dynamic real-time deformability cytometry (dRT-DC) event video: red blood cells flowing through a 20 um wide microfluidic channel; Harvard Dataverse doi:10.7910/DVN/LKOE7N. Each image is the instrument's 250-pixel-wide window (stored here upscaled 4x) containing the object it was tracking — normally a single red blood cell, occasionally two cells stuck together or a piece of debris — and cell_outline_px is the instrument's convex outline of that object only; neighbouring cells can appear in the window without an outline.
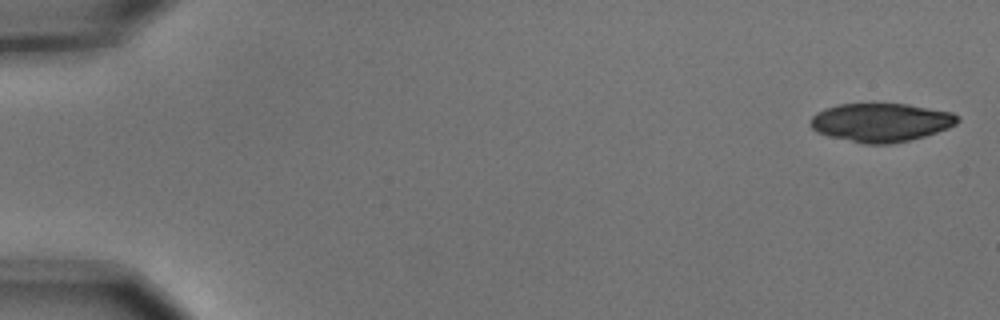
{"species": "common noctule bat (a hibernating species)", "species_latin": "Nyctalus noctula", "temperature_condition": "cold", "stored_images_in_passage": 5, "camera_frame_rate_fps": 3000, "um_per_image_px": 0.085, "animal": {"sex": "male", "body_mass_g": 15.6}, "frame": {"image": 1, "passage_image": 1, "time_ms": 0.0, "image_size_px": [1000, 320], "cell_outline_px": [[960, 120], [956, 124], [948, 128], [924, 136], [908, 140], [888, 144], [864, 144], [828, 136], [816, 132], [808, 124], [812, 116], [816, 112], [824, 108], [836, 104], [908, 104], [952, 112], [960, 116]], "centroid_in_image_um": [74.85, 10.4], "position_along_channel_um": 10.1, "area_um2": 33.23}}